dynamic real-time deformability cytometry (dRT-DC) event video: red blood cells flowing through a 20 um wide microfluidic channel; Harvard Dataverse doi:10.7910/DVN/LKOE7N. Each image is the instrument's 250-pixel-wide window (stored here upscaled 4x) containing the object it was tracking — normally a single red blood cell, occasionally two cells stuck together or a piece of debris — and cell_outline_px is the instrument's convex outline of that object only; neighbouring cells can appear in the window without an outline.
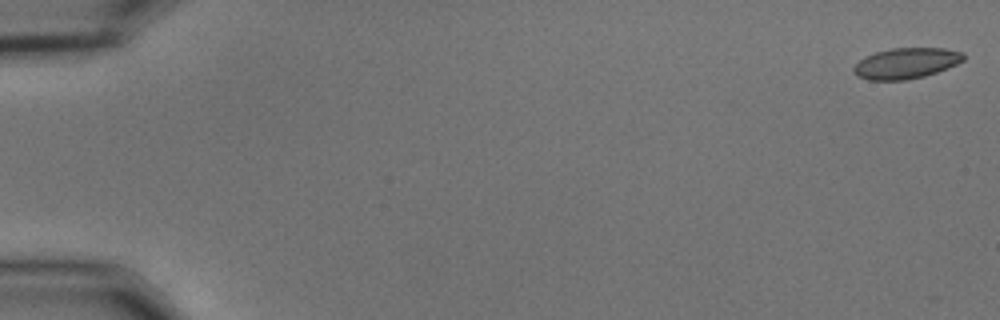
{"species": "common noctule bat (a hibernating species)", "species_latin": "Nyctalus noctula", "temperature_condition": "cold", "stored_images_in_passage": 8, "camera_frame_rate_fps": 3000, "um_per_image_px": 0.085, "animal": {"sex": "male", "body_mass_g": 15.6}, "frame": {"image": 1, "passage_image": 1, "time_ms": 0.0, "image_size_px": [1000, 320], "cell_outline_px": [[964, 60], [948, 68], [924, 76], [908, 80], [868, 80], [856, 76], [852, 72], [852, 68], [864, 56], [876, 52], [892, 48], [944, 48], [964, 52]], "centroid_in_image_um": [77.0, 5.38], "position_along_channel_um": 8.0, "area_um2": 19.83}}